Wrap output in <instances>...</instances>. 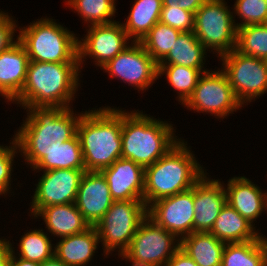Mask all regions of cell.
Masks as SVG:
<instances>
[{"instance_id":"6da1fadb","label":"cell","mask_w":267,"mask_h":266,"mask_svg":"<svg viewBox=\"0 0 267 266\" xmlns=\"http://www.w3.org/2000/svg\"><path fill=\"white\" fill-rule=\"evenodd\" d=\"M80 72L79 63L29 61L25 85L11 103L22 105L24 110L30 107L70 108L80 86Z\"/></svg>"},{"instance_id":"7a4b0ae2","label":"cell","mask_w":267,"mask_h":266,"mask_svg":"<svg viewBox=\"0 0 267 266\" xmlns=\"http://www.w3.org/2000/svg\"><path fill=\"white\" fill-rule=\"evenodd\" d=\"M122 109L100 107L82 113L77 136L85 171L100 172L122 158Z\"/></svg>"},{"instance_id":"3957f363","label":"cell","mask_w":267,"mask_h":266,"mask_svg":"<svg viewBox=\"0 0 267 266\" xmlns=\"http://www.w3.org/2000/svg\"><path fill=\"white\" fill-rule=\"evenodd\" d=\"M205 173L187 142L181 139L164 156L145 167L143 201L148 207L161 198L187 191Z\"/></svg>"},{"instance_id":"277c9868","label":"cell","mask_w":267,"mask_h":266,"mask_svg":"<svg viewBox=\"0 0 267 266\" xmlns=\"http://www.w3.org/2000/svg\"><path fill=\"white\" fill-rule=\"evenodd\" d=\"M147 115L139 110L122 111V158L144 168L155 163L181 140L174 136L173 124Z\"/></svg>"},{"instance_id":"5b68a950","label":"cell","mask_w":267,"mask_h":266,"mask_svg":"<svg viewBox=\"0 0 267 266\" xmlns=\"http://www.w3.org/2000/svg\"><path fill=\"white\" fill-rule=\"evenodd\" d=\"M52 18H40L19 27L17 39L25 47L29 61L79 63L78 39L67 27Z\"/></svg>"},{"instance_id":"8992f818","label":"cell","mask_w":267,"mask_h":266,"mask_svg":"<svg viewBox=\"0 0 267 266\" xmlns=\"http://www.w3.org/2000/svg\"><path fill=\"white\" fill-rule=\"evenodd\" d=\"M146 217L147 206L143 200L114 201L94 226L103 245L104 256L117 249L120 258Z\"/></svg>"},{"instance_id":"52a82bcc","label":"cell","mask_w":267,"mask_h":266,"mask_svg":"<svg viewBox=\"0 0 267 266\" xmlns=\"http://www.w3.org/2000/svg\"><path fill=\"white\" fill-rule=\"evenodd\" d=\"M225 0H207L194 14L197 39L207 51L221 57L236 47L235 16Z\"/></svg>"},{"instance_id":"ba28073f","label":"cell","mask_w":267,"mask_h":266,"mask_svg":"<svg viewBox=\"0 0 267 266\" xmlns=\"http://www.w3.org/2000/svg\"><path fill=\"white\" fill-rule=\"evenodd\" d=\"M179 248L180 239L147 216L120 257L131 266H165Z\"/></svg>"},{"instance_id":"9c48e42d","label":"cell","mask_w":267,"mask_h":266,"mask_svg":"<svg viewBox=\"0 0 267 266\" xmlns=\"http://www.w3.org/2000/svg\"><path fill=\"white\" fill-rule=\"evenodd\" d=\"M220 59L221 69L242 106L267 92V60L242 54L236 49Z\"/></svg>"},{"instance_id":"30bf717a","label":"cell","mask_w":267,"mask_h":266,"mask_svg":"<svg viewBox=\"0 0 267 266\" xmlns=\"http://www.w3.org/2000/svg\"><path fill=\"white\" fill-rule=\"evenodd\" d=\"M218 70L206 71L201 75L192 95L183 104L184 107L198 113H210L220 119L244 107L237 100L225 73Z\"/></svg>"},{"instance_id":"8fae6325","label":"cell","mask_w":267,"mask_h":266,"mask_svg":"<svg viewBox=\"0 0 267 266\" xmlns=\"http://www.w3.org/2000/svg\"><path fill=\"white\" fill-rule=\"evenodd\" d=\"M64 107H30L14 137H39L65 142L77 134L81 114Z\"/></svg>"},{"instance_id":"7c38bea8","label":"cell","mask_w":267,"mask_h":266,"mask_svg":"<svg viewBox=\"0 0 267 266\" xmlns=\"http://www.w3.org/2000/svg\"><path fill=\"white\" fill-rule=\"evenodd\" d=\"M110 78H118L138 91L147 90L159 78L158 63L140 42L131 44L101 68Z\"/></svg>"},{"instance_id":"4fadbf2b","label":"cell","mask_w":267,"mask_h":266,"mask_svg":"<svg viewBox=\"0 0 267 266\" xmlns=\"http://www.w3.org/2000/svg\"><path fill=\"white\" fill-rule=\"evenodd\" d=\"M88 27L85 37L78 39L79 69H82L87 56L102 68L129 46L130 39L119 21Z\"/></svg>"},{"instance_id":"5bb4252c","label":"cell","mask_w":267,"mask_h":266,"mask_svg":"<svg viewBox=\"0 0 267 266\" xmlns=\"http://www.w3.org/2000/svg\"><path fill=\"white\" fill-rule=\"evenodd\" d=\"M84 172L77 169L43 171L30 202L31 215L35 216L42 208L51 205L75 203Z\"/></svg>"},{"instance_id":"9a60e30c","label":"cell","mask_w":267,"mask_h":266,"mask_svg":"<svg viewBox=\"0 0 267 266\" xmlns=\"http://www.w3.org/2000/svg\"><path fill=\"white\" fill-rule=\"evenodd\" d=\"M194 213L193 187L147 207V216L179 239L193 233Z\"/></svg>"},{"instance_id":"2e32d148","label":"cell","mask_w":267,"mask_h":266,"mask_svg":"<svg viewBox=\"0 0 267 266\" xmlns=\"http://www.w3.org/2000/svg\"><path fill=\"white\" fill-rule=\"evenodd\" d=\"M207 172L193 186V232H209L226 202V191L219 179H210Z\"/></svg>"},{"instance_id":"e0dca14e","label":"cell","mask_w":267,"mask_h":266,"mask_svg":"<svg viewBox=\"0 0 267 266\" xmlns=\"http://www.w3.org/2000/svg\"><path fill=\"white\" fill-rule=\"evenodd\" d=\"M114 200L109 185L101 172L85 171L79 183L76 207L90 226H95Z\"/></svg>"},{"instance_id":"ac0fdd59","label":"cell","mask_w":267,"mask_h":266,"mask_svg":"<svg viewBox=\"0 0 267 266\" xmlns=\"http://www.w3.org/2000/svg\"><path fill=\"white\" fill-rule=\"evenodd\" d=\"M114 201L143 200L145 168L132 160L119 158L100 171Z\"/></svg>"},{"instance_id":"d6986e66","label":"cell","mask_w":267,"mask_h":266,"mask_svg":"<svg viewBox=\"0 0 267 266\" xmlns=\"http://www.w3.org/2000/svg\"><path fill=\"white\" fill-rule=\"evenodd\" d=\"M29 57L25 47L17 41L7 50L0 52V96L12 102L22 91Z\"/></svg>"},{"instance_id":"ffe728a7","label":"cell","mask_w":267,"mask_h":266,"mask_svg":"<svg viewBox=\"0 0 267 266\" xmlns=\"http://www.w3.org/2000/svg\"><path fill=\"white\" fill-rule=\"evenodd\" d=\"M225 191L226 202L252 224L267 211V192L245 176L229 179Z\"/></svg>"},{"instance_id":"44dd1931","label":"cell","mask_w":267,"mask_h":266,"mask_svg":"<svg viewBox=\"0 0 267 266\" xmlns=\"http://www.w3.org/2000/svg\"><path fill=\"white\" fill-rule=\"evenodd\" d=\"M38 216L43 218L51 236L58 238L79 234L91 227L75 203L44 207L34 217Z\"/></svg>"},{"instance_id":"7402d4cb","label":"cell","mask_w":267,"mask_h":266,"mask_svg":"<svg viewBox=\"0 0 267 266\" xmlns=\"http://www.w3.org/2000/svg\"><path fill=\"white\" fill-rule=\"evenodd\" d=\"M100 243L94 226L85 232L62 237L56 243L54 256L68 266H86L94 257Z\"/></svg>"},{"instance_id":"603a6c76","label":"cell","mask_w":267,"mask_h":266,"mask_svg":"<svg viewBox=\"0 0 267 266\" xmlns=\"http://www.w3.org/2000/svg\"><path fill=\"white\" fill-rule=\"evenodd\" d=\"M254 225L226 203L209 232L225 243L246 242L261 236Z\"/></svg>"},{"instance_id":"cb8c5ba5","label":"cell","mask_w":267,"mask_h":266,"mask_svg":"<svg viewBox=\"0 0 267 266\" xmlns=\"http://www.w3.org/2000/svg\"><path fill=\"white\" fill-rule=\"evenodd\" d=\"M225 245L210 232H193L180 239V248L198 266H221Z\"/></svg>"},{"instance_id":"d4e9b609","label":"cell","mask_w":267,"mask_h":266,"mask_svg":"<svg viewBox=\"0 0 267 266\" xmlns=\"http://www.w3.org/2000/svg\"><path fill=\"white\" fill-rule=\"evenodd\" d=\"M52 169L85 170L82 149L77 134L68 141L54 142L34 167L33 171H48Z\"/></svg>"},{"instance_id":"484cf974","label":"cell","mask_w":267,"mask_h":266,"mask_svg":"<svg viewBox=\"0 0 267 266\" xmlns=\"http://www.w3.org/2000/svg\"><path fill=\"white\" fill-rule=\"evenodd\" d=\"M123 28L131 42H141L153 26L160 21L162 0H134Z\"/></svg>"},{"instance_id":"4316f807","label":"cell","mask_w":267,"mask_h":266,"mask_svg":"<svg viewBox=\"0 0 267 266\" xmlns=\"http://www.w3.org/2000/svg\"><path fill=\"white\" fill-rule=\"evenodd\" d=\"M206 49L193 31L181 32L168 55L158 65H181L198 70L204 67Z\"/></svg>"},{"instance_id":"83f0119b","label":"cell","mask_w":267,"mask_h":266,"mask_svg":"<svg viewBox=\"0 0 267 266\" xmlns=\"http://www.w3.org/2000/svg\"><path fill=\"white\" fill-rule=\"evenodd\" d=\"M221 266H267V237L252 241L226 243Z\"/></svg>"},{"instance_id":"f1b7e54d","label":"cell","mask_w":267,"mask_h":266,"mask_svg":"<svg viewBox=\"0 0 267 266\" xmlns=\"http://www.w3.org/2000/svg\"><path fill=\"white\" fill-rule=\"evenodd\" d=\"M209 70H198L181 65H158V77L165 75L168 83L179 91L178 99L183 105L192 95L201 75Z\"/></svg>"},{"instance_id":"f546056e","label":"cell","mask_w":267,"mask_h":266,"mask_svg":"<svg viewBox=\"0 0 267 266\" xmlns=\"http://www.w3.org/2000/svg\"><path fill=\"white\" fill-rule=\"evenodd\" d=\"M116 0H67V6L74 9L89 26L110 24L116 13ZM110 18V19H109ZM113 19V20H112ZM90 23V24H88Z\"/></svg>"},{"instance_id":"4dcf8cb0","label":"cell","mask_w":267,"mask_h":266,"mask_svg":"<svg viewBox=\"0 0 267 266\" xmlns=\"http://www.w3.org/2000/svg\"><path fill=\"white\" fill-rule=\"evenodd\" d=\"M17 257L37 263L45 262L54 257V249L49 235L43 229H35L24 233L19 241Z\"/></svg>"},{"instance_id":"1f68e13d","label":"cell","mask_w":267,"mask_h":266,"mask_svg":"<svg viewBox=\"0 0 267 266\" xmlns=\"http://www.w3.org/2000/svg\"><path fill=\"white\" fill-rule=\"evenodd\" d=\"M180 33V30L159 21L140 43L147 53L159 64L168 55Z\"/></svg>"},{"instance_id":"d6a6232c","label":"cell","mask_w":267,"mask_h":266,"mask_svg":"<svg viewBox=\"0 0 267 266\" xmlns=\"http://www.w3.org/2000/svg\"><path fill=\"white\" fill-rule=\"evenodd\" d=\"M235 49L242 54L267 60V23L239 27Z\"/></svg>"},{"instance_id":"836d02e7","label":"cell","mask_w":267,"mask_h":266,"mask_svg":"<svg viewBox=\"0 0 267 266\" xmlns=\"http://www.w3.org/2000/svg\"><path fill=\"white\" fill-rule=\"evenodd\" d=\"M163 6L160 16V22L167 24L181 32H190L194 30V13L180 9L178 2L180 0H162Z\"/></svg>"},{"instance_id":"e575fe53","label":"cell","mask_w":267,"mask_h":266,"mask_svg":"<svg viewBox=\"0 0 267 266\" xmlns=\"http://www.w3.org/2000/svg\"><path fill=\"white\" fill-rule=\"evenodd\" d=\"M233 12L241 19L236 27L267 23V2L265 0H236Z\"/></svg>"},{"instance_id":"d590c367","label":"cell","mask_w":267,"mask_h":266,"mask_svg":"<svg viewBox=\"0 0 267 266\" xmlns=\"http://www.w3.org/2000/svg\"><path fill=\"white\" fill-rule=\"evenodd\" d=\"M21 156L25 162L33 168L43 157L48 147L52 145V140L39 137H14Z\"/></svg>"},{"instance_id":"8d00e7d4","label":"cell","mask_w":267,"mask_h":266,"mask_svg":"<svg viewBox=\"0 0 267 266\" xmlns=\"http://www.w3.org/2000/svg\"><path fill=\"white\" fill-rule=\"evenodd\" d=\"M11 145H0V195L4 196L10 193L11 176L13 171L14 156L19 152V148L15 138L13 137Z\"/></svg>"},{"instance_id":"74e56055","label":"cell","mask_w":267,"mask_h":266,"mask_svg":"<svg viewBox=\"0 0 267 266\" xmlns=\"http://www.w3.org/2000/svg\"><path fill=\"white\" fill-rule=\"evenodd\" d=\"M13 18L8 15V12L0 11V52L7 50L17 41L14 36L18 25Z\"/></svg>"},{"instance_id":"f35d334b","label":"cell","mask_w":267,"mask_h":266,"mask_svg":"<svg viewBox=\"0 0 267 266\" xmlns=\"http://www.w3.org/2000/svg\"><path fill=\"white\" fill-rule=\"evenodd\" d=\"M165 266H198L195 261L179 248Z\"/></svg>"},{"instance_id":"ab89813d","label":"cell","mask_w":267,"mask_h":266,"mask_svg":"<svg viewBox=\"0 0 267 266\" xmlns=\"http://www.w3.org/2000/svg\"><path fill=\"white\" fill-rule=\"evenodd\" d=\"M11 253V242L0 238V266H9Z\"/></svg>"},{"instance_id":"60d3db41","label":"cell","mask_w":267,"mask_h":266,"mask_svg":"<svg viewBox=\"0 0 267 266\" xmlns=\"http://www.w3.org/2000/svg\"><path fill=\"white\" fill-rule=\"evenodd\" d=\"M206 1L207 0H180L178 4L180 9H185L195 14Z\"/></svg>"},{"instance_id":"b9f144b4","label":"cell","mask_w":267,"mask_h":266,"mask_svg":"<svg viewBox=\"0 0 267 266\" xmlns=\"http://www.w3.org/2000/svg\"><path fill=\"white\" fill-rule=\"evenodd\" d=\"M12 253L9 258V266H40V263L34 261H28L17 257V253H15L14 247L11 244ZM18 258V259H17Z\"/></svg>"},{"instance_id":"7bdbcfd3","label":"cell","mask_w":267,"mask_h":266,"mask_svg":"<svg viewBox=\"0 0 267 266\" xmlns=\"http://www.w3.org/2000/svg\"><path fill=\"white\" fill-rule=\"evenodd\" d=\"M40 266H68L57 259L55 256L45 262L40 263Z\"/></svg>"}]
</instances>
